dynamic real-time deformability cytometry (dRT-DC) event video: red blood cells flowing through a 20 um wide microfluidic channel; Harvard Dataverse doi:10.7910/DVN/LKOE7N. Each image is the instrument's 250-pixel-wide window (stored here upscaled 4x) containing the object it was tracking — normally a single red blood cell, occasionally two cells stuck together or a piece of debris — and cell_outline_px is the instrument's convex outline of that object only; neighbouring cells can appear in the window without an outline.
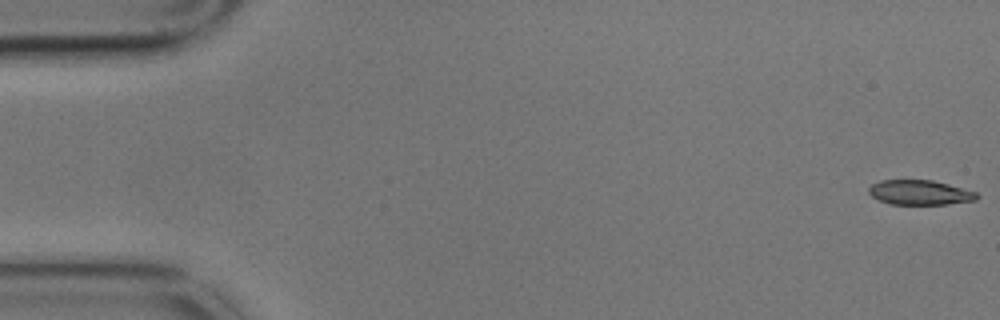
{"species": "common noctule bat (a hibernating species)", "species_latin": "Nyctalus noctula", "temperature_condition": "cold", "stored_images_in_passage": 7, "camera_frame_rate_fps": 3000, "um_per_image_px": 0.085, "animal": {"sex": "male", "body_mass_g": 17.9}, "frame": {"image": 1, "passage_image": 1, "time_ms": 0.0, "image_size_px": [1000, 320], "cell_outline_px": [[980, 196], [976, 200], [948, 204], [888, 204], [872, 196], [868, 192], [868, 188], [872, 184], [880, 180], [932, 180], [948, 184], [976, 192]], "centroid_in_image_um": [78.18, 16.36], "position_along_channel_um": 6.8, "area_um2": 15.55}}
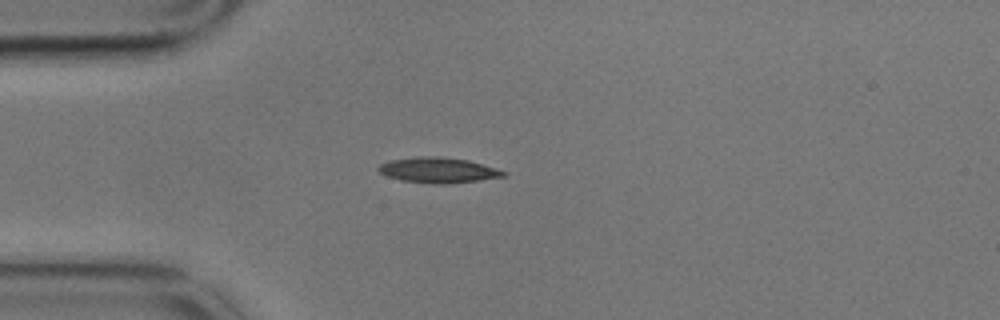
{"frame": {"image": 2, "passage_image": 5, "time_ms": 1.333, "image_size_px": [1000, 320], "cell_outline_px": [[508, 172], [504, 176], [480, 180], [448, 184], [432, 184], [400, 180], [388, 176], [380, 172], [376, 168], [380, 164], [388, 160], [416, 156], [432, 156], [468, 160], [496, 168]], "centroid_in_image_um": [37.22, 14.46], "position_along_channel_um": 47.8, "area_um2": 18.55}}